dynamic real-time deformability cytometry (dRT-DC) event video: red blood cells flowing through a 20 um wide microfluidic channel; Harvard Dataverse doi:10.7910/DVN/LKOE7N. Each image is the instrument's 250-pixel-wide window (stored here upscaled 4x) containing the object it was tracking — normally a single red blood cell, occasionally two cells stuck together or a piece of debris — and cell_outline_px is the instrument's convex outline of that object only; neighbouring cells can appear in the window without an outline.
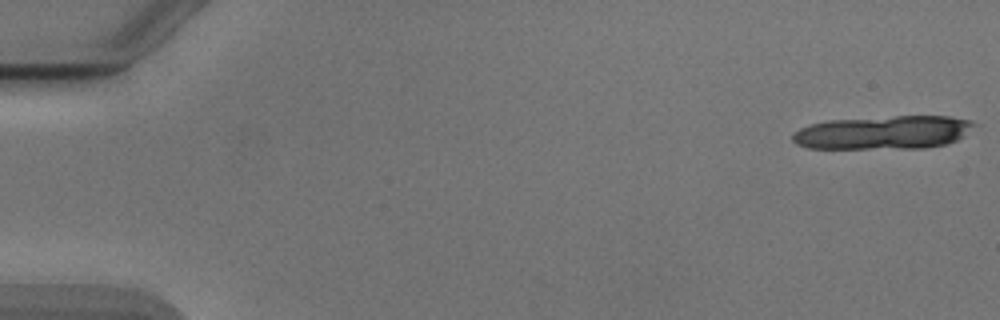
{"species": "Egyptian fruit bat (a non-hibernating species)", "species_latin": "Rousettus aegyptiacus", "temperature_condition": "cold", "stored_images_in_passage": 20, "segment_of_instrument_passage": [1, 2], "camera_frame_rate_fps": 3000, "um_per_image_px": 0.085, "animal": {"sex": "male"}, "frame": {"image": 1, "passage_image": 1, "time_ms": 0.0, "image_size_px": [1000, 320], "cell_outline_px": [[980, 124], [964, 136], [948, 144], [924, 148], [808, 148], [796, 144], [792, 140], [792, 132], [800, 128], [812, 124], [828, 120], [896, 116], [948, 116], [972, 120]], "centroid_in_image_um": [75.15, 11.26], "position_along_channel_um": 9.9, "area_um2": 35.72}}